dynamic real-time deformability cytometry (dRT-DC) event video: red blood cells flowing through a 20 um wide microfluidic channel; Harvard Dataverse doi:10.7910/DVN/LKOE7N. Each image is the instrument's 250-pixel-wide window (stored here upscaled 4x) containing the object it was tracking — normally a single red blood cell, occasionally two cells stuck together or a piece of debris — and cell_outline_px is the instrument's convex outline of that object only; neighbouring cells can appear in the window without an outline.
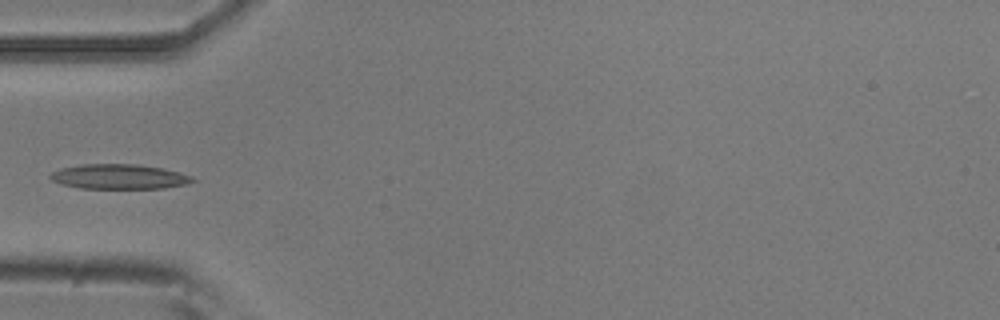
{"species": "common noctule bat (a hibernating species)", "species_latin": "Nyctalus noctula", "temperature_condition": "room temperature", "stored_images_in_passage": 5, "camera_frame_rate_fps": 3000, "um_per_image_px": 0.085, "animal": {"sex": "male", "body_mass_g": 20.5, "forearm_length_mm": 52.5}, "frame": {"image": 1, "passage_image": 4, "time_ms": 4.333, "image_size_px": [1000, 320], "cell_outline_px": [[196, 180], [188, 184], [164, 188], [80, 188], [64, 184], [52, 180], [48, 176], [52, 172], [60, 168], [80, 164], [136, 164], [164, 168], [192, 176]], "centroid_in_image_um": [10.14, 15.01], "position_along_channel_um": 74.9, "area_um2": 20.58}}
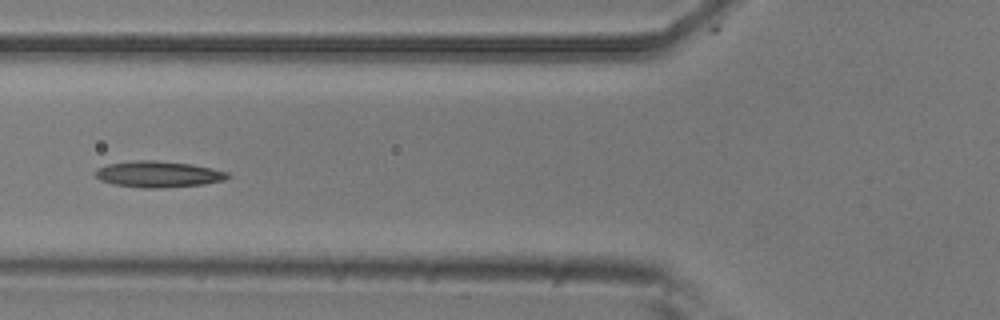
{"frame": {"image": 2, "passage_image": 5, "time_ms": 5.333, "image_size_px": [1000, 320], "cell_outline_px": [[232, 176], [224, 180], [204, 184], [164, 188], [144, 188], [112, 184], [100, 180], [92, 172], [96, 168], [108, 164], [136, 160], [156, 160], [192, 164], [212, 168], [228, 172]], "centroid_in_image_um": [13.45, 14.81], "position_along_channel_um": 112.4, "area_um2": 20.46}}